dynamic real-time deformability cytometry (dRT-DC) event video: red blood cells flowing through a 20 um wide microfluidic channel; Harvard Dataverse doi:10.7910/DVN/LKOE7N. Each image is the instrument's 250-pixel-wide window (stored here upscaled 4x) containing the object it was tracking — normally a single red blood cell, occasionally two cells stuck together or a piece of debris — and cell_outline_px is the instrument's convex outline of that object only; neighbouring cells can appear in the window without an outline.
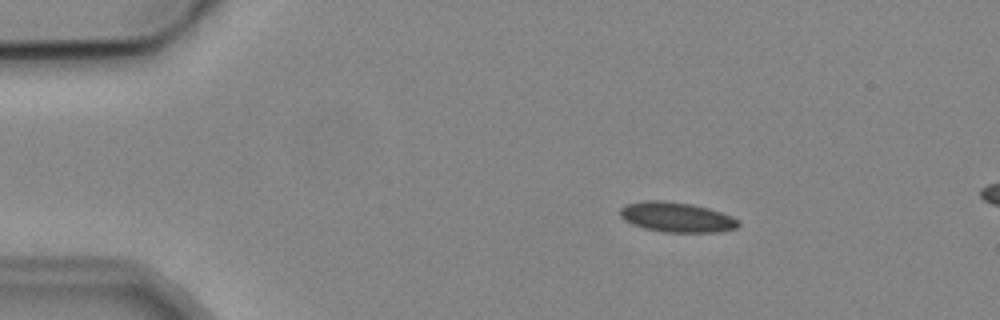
{"species": "common noctule bat (a hibernating species)", "species_latin": "Nyctalus noctula", "temperature_condition": "cold", "stored_images_in_passage": 4, "camera_frame_rate_fps": 3000, "um_per_image_px": 0.085, "animal": {"sex": "male", "body_mass_g": 19.2, "forearm_length_mm": 51.8}, "frame": {"image": 1, "passage_image": 1, "time_ms": 0.0, "image_size_px": [1000, 320], "cell_outline_px": [[740, 224], [736, 228], [720, 232], [664, 232], [644, 228], [632, 224], [624, 220], [620, 216], [620, 208], [628, 204], [644, 200], [660, 200], [692, 204], [708, 208], [732, 216], [740, 220]], "centroid_in_image_um": [57.53, 18.46], "position_along_channel_um": 27.5, "area_um2": 20.69}}